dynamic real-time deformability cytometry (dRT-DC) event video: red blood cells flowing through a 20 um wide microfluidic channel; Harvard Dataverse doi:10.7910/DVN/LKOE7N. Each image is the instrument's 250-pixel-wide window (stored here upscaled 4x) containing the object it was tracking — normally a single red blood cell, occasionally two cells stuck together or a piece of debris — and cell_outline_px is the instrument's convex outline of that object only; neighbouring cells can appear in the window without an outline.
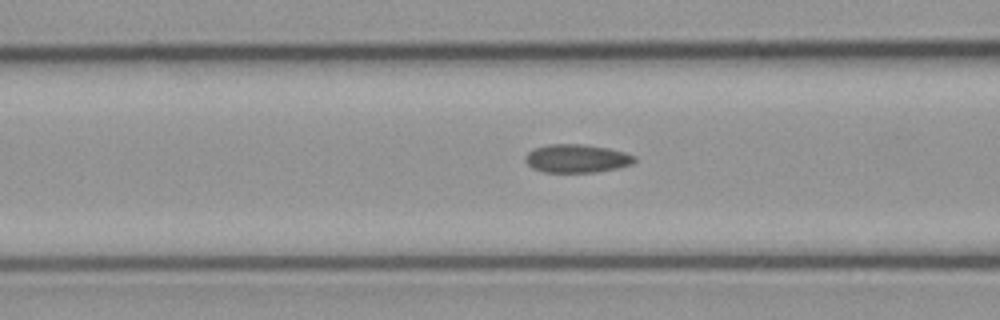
{"species": "common noctule bat (a hibernating species)", "species_latin": "Nyctalus noctula", "temperature_condition": "cold", "stored_images_in_passage": 23, "camera_frame_rate_fps": 3000, "um_per_image_px": 0.085, "animal": {"sex": "male", "body_mass_g": 23.1, "forearm_length_mm": 52.7}, "frame": {"image": 1, "passage_image": 7, "time_ms": 2.0, "image_size_px": [1000, 320], "cell_outline_px": [[636, 160], [632, 164], [620, 168], [596, 172], [544, 172], [532, 168], [524, 160], [528, 152], [536, 148], [548, 144], [584, 144], [608, 148], [624, 152], [636, 156]], "centroid_in_image_um": [49.05, 13.47], "position_along_channel_um": 117.5, "area_um2": 18.09}}
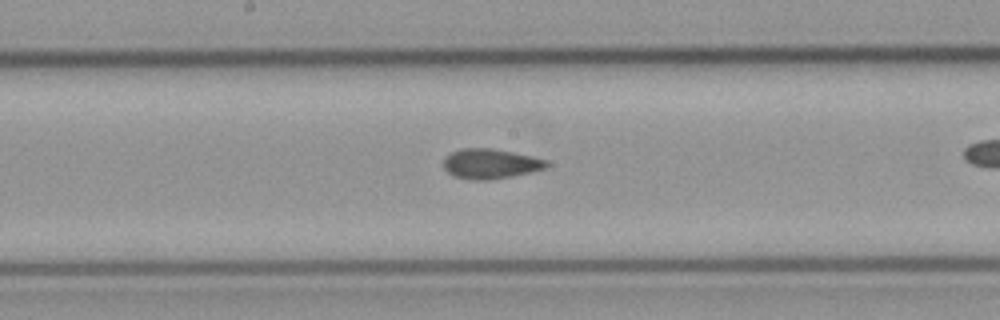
{"frame": {"image": 2, "passage_image": 14, "time_ms": 4.333, "image_size_px": [1000, 320], "cell_outline_px": [[548, 164], [544, 168], [532, 172], [492, 180], [472, 180], [452, 176], [444, 168], [444, 160], [452, 152], [460, 148], [492, 148], [532, 156], [548, 160]], "centroid_in_image_um": [41.69, 13.93], "position_along_channel_um": 206.5, "area_um2": 17.98}}
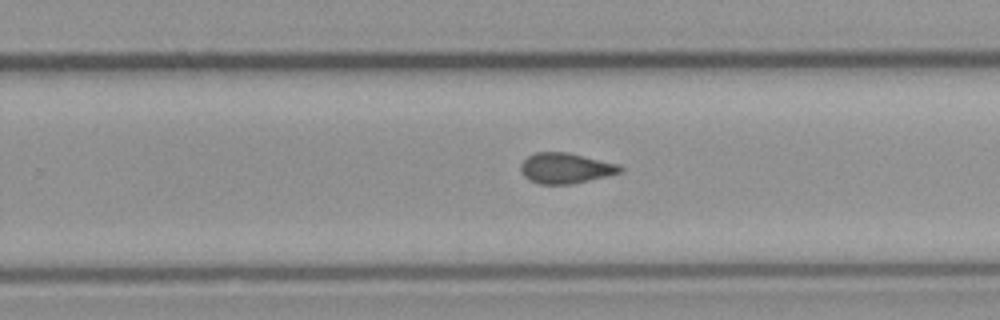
{"frame": {"image": 3, "passage_image": 20, "time_ms": 6.333, "image_size_px": [1000, 320], "cell_outline_px": [[624, 168], [620, 172], [572, 184], [536, 184], [528, 180], [524, 176], [520, 168], [520, 164], [528, 156], [536, 152], [564, 152], [620, 164]], "centroid_in_image_um": [48.03, 14.3], "position_along_channel_um": 281.8, "area_um2": 17.51}, "authors_computed_cell_mechanics": {"area_um2": 17.629, "velocity_mm_per_s": 3.7822, "shape_relaxation_time_tau1_ms": null, "shape_relaxation_time_tau2_ms": 7.1609, "deformation_change_tau1": null, "deformation_change_tau2": 0.1658}}